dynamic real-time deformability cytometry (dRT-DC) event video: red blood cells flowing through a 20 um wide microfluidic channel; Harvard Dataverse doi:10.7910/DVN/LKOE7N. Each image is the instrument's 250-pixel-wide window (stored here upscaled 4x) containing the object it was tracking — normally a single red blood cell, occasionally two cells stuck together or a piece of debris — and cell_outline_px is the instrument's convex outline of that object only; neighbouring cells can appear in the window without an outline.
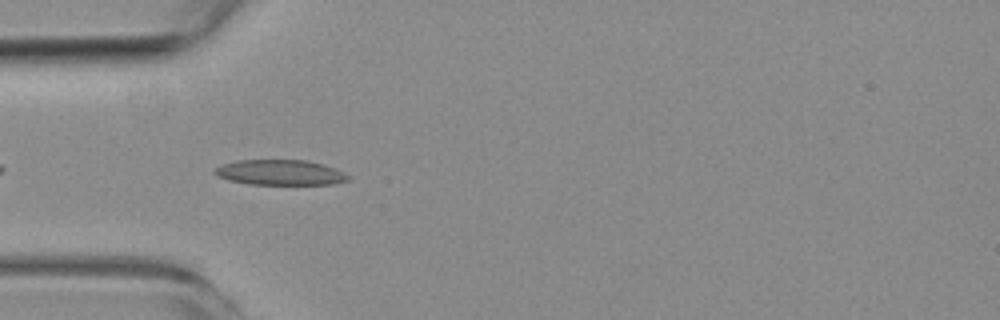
{"species": "common noctule bat (a hibernating species)", "species_latin": "Nyctalus noctula", "temperature_condition": "room temperature", "stored_images_in_passage": 5, "camera_frame_rate_fps": 3000, "um_per_image_px": 0.085, "animal": {"sex": "female", "body_mass_g": 19.3, "forearm_length_mm": 54.1}, "frame": {"image": 1, "passage_image": 4, "time_ms": 4.333, "image_size_px": [1000, 320], "cell_outline_px": [[348, 180], [332, 184], [248, 184], [228, 180], [216, 176], [212, 172], [212, 168], [220, 164], [236, 160], [304, 160], [324, 164], [336, 168], [344, 172], [348, 176]], "centroid_in_image_um": [23.73, 14.65], "position_along_channel_um": 61.3, "area_um2": 19.88}}
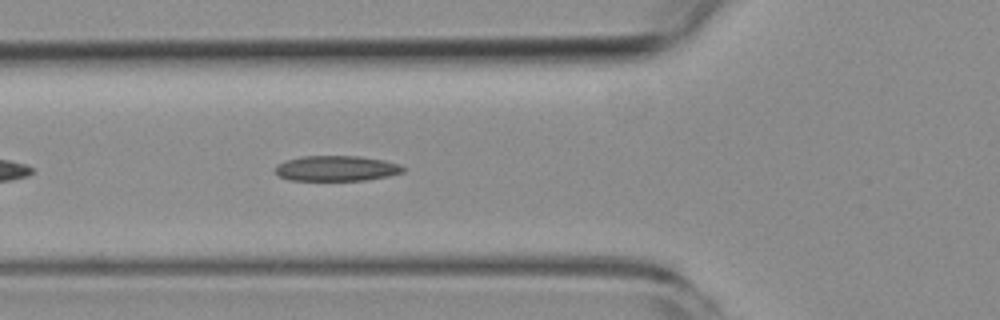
{"frame": {"image": 2, "passage_image": 5, "time_ms": 5.333, "image_size_px": [1000, 320], "cell_outline_px": [[404, 172], [388, 176], [368, 180], [288, 180], [276, 176], [272, 172], [276, 164], [284, 160], [300, 156], [360, 156], [384, 160], [400, 164], [404, 168]], "centroid_in_image_um": [28.52, 14.31], "position_along_channel_um": 97.3, "area_um2": 19.31}}